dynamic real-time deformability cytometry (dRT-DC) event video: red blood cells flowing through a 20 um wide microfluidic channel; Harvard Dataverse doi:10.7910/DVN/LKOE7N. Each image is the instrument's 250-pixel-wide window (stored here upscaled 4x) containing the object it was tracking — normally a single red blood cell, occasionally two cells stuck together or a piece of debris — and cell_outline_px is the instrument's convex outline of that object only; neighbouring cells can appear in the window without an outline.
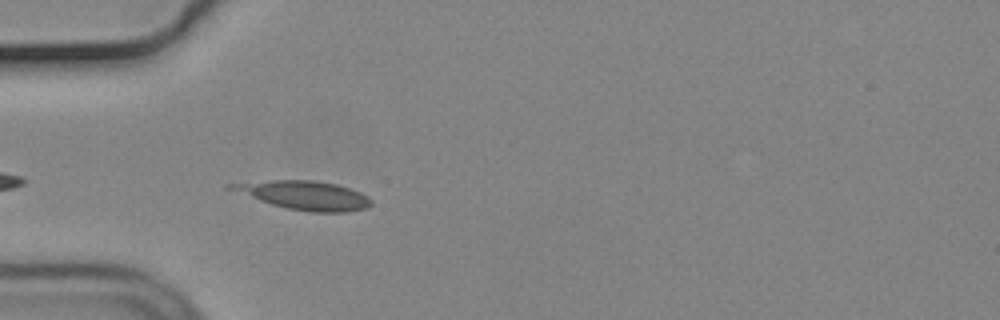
{"species": "common noctule bat (a hibernating species)", "species_latin": "Nyctalus noctula", "temperature_condition": "cold", "stored_images_in_passage": 12, "camera_frame_rate_fps": 3000, "um_per_image_px": 0.085, "animal": {"sex": "male", "body_mass_g": 19.2, "forearm_length_mm": 51.8}, "frame": {"image": 1, "passage_image": 4, "time_ms": 1.0, "image_size_px": [1000, 320], "cell_outline_px": [[372, 204], [368, 208], [348, 212], [312, 212], [288, 208], [272, 204], [224, 188], [224, 184], [272, 180], [312, 180], [336, 184], [360, 192], [368, 196], [372, 200]], "centroid_in_image_um": [25.87, 16.59], "position_along_channel_um": 59.1, "area_um2": 23.41}}
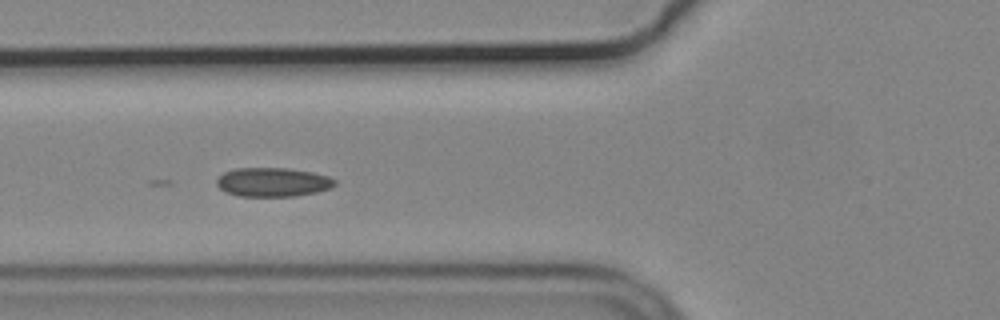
{"frame": {"image": 2, "passage_image": 8, "time_ms": 2.333, "image_size_px": [1000, 320], "cell_outline_px": [[336, 184], [328, 188], [316, 192], [296, 196], [240, 196], [224, 192], [216, 184], [216, 180], [224, 172], [236, 168], [288, 168], [312, 172], [328, 176], [336, 180]], "centroid_in_image_um": [23.17, 15.48], "position_along_channel_um": 102.6, "area_um2": 19.94}}